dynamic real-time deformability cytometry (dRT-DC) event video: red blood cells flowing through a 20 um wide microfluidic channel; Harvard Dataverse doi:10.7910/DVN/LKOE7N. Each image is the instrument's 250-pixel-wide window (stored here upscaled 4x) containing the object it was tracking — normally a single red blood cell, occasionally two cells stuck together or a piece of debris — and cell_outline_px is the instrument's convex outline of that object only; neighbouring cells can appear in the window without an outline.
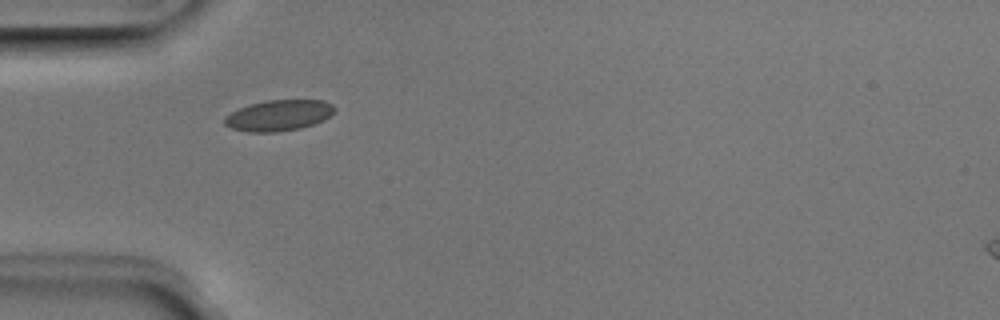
{"species": "Egyptian fruit bat (a non-hibernating species)", "species_latin": "Rousettus aegyptiacus", "temperature_condition": "room temperature", "stored_images_in_passage": 36, "camera_frame_rate_fps": 3000, "um_per_image_px": 0.085, "animal": {"sex": "male"}, "frame": {"image": 1, "passage_image": 1, "time_ms": 0.0, "image_size_px": [1000, 320], "cell_outline_px": [[336, 108], [324, 120], [300, 128], [276, 132], [248, 132], [232, 128], [224, 124], [224, 116], [240, 108], [252, 104], [268, 100], [324, 100], [332, 104]], "centroid_in_image_um": [23.69, 9.81], "position_along_channel_um": 61.3, "area_um2": 19.59}}
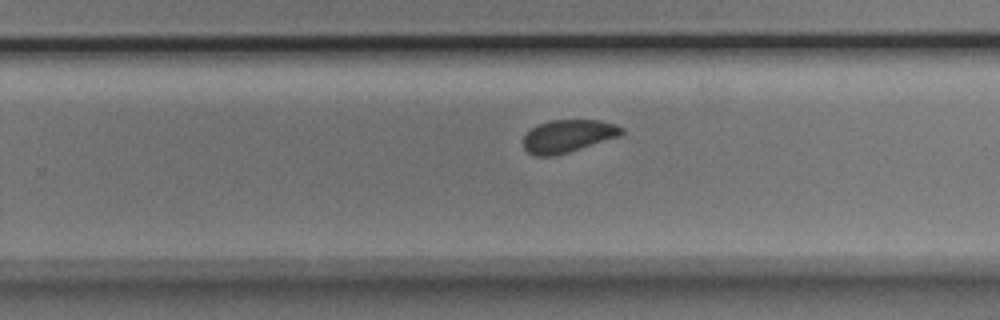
{"frame": {"image": 2, "passage_image": 18, "time_ms": 5.667, "image_size_px": [1000, 320], "cell_outline_px": [[624, 132], [620, 136], [568, 152], [552, 156], [536, 156], [528, 152], [524, 148], [524, 136], [536, 124], [548, 120], [600, 120], [616, 124], [624, 128]], "centroid_in_image_um": [48.29, 11.55], "position_along_channel_um": 281.5, "area_um2": 18.73}}
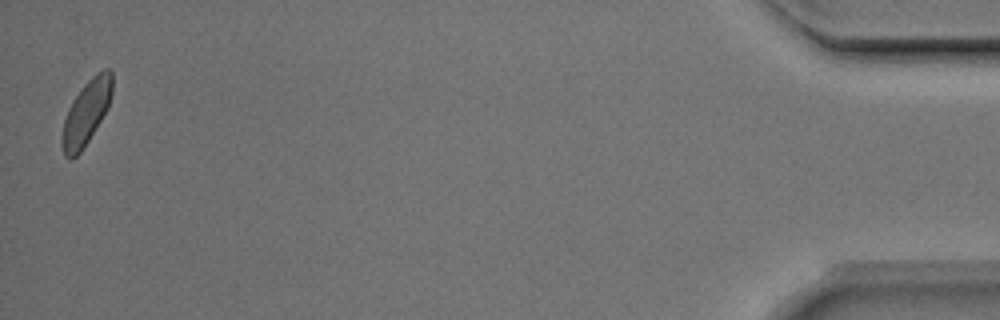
{"frame": {"image": 3, "passage_image": 36, "time_ms": 11.667, "image_size_px": [1000, 320], "cell_outline_px": [[112, 92], [108, 104], [100, 120], [88, 140], [80, 152], [72, 160], [68, 160], [64, 156], [60, 144], [64, 120], [68, 108], [72, 100], [84, 84], [96, 72], [104, 68], [108, 68], [112, 72]], "centroid_in_image_um": [7.29, 9.58], "position_along_channel_um": 427.9, "area_um2": 18.67}, "authors_computed_cell_mechanics": {"area_um2": 18.9584, "velocity_mm_per_s": 3.9379, "shape_relaxation_time_tau1_ms": 3.3297, "shape_relaxation_time_tau2_ms": 2.7736, "deformation_change_tau1": 0.0696, "deformation_change_tau2": 0.0501}}